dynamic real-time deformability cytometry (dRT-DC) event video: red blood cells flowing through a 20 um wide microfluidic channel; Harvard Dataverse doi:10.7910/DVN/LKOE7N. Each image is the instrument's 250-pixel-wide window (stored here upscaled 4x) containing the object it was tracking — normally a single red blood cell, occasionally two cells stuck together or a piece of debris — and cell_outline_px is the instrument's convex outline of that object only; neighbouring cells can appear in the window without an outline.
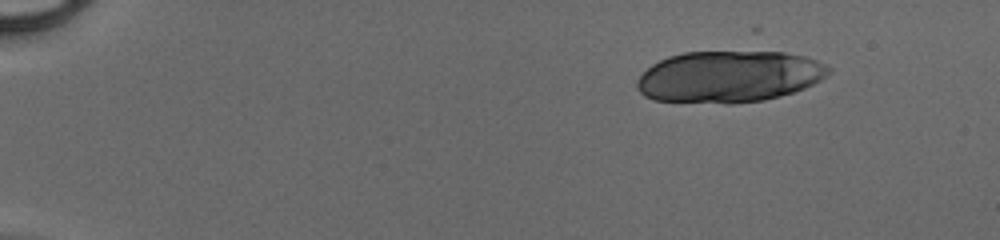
{"species": "human", "species_latin": "Homo sapiens", "temperature_condition": "cold", "stored_images_in_passage": 15, "camera_frame_rate_fps": 3000, "um_per_image_px": 0.085, "donor": {"sex": "male"}, "frame": {"image": 1, "passage_image": 1, "time_ms": 0.0, "image_size_px": [1000, 240], "cell_outline_px": [[832, 72], [828, 76], [804, 88], [780, 96], [764, 100], [732, 104], [728, 104], [652, 100], [644, 96], [636, 88], [636, 80], [652, 64], [668, 56], [684, 52], [752, 48], [756, 48], [784, 52], [804, 56], [816, 60], [832, 68]], "centroid_in_image_um": [61.99, 6.46], "position_along_channel_um": 23.0, "area_um2": 59.42}}